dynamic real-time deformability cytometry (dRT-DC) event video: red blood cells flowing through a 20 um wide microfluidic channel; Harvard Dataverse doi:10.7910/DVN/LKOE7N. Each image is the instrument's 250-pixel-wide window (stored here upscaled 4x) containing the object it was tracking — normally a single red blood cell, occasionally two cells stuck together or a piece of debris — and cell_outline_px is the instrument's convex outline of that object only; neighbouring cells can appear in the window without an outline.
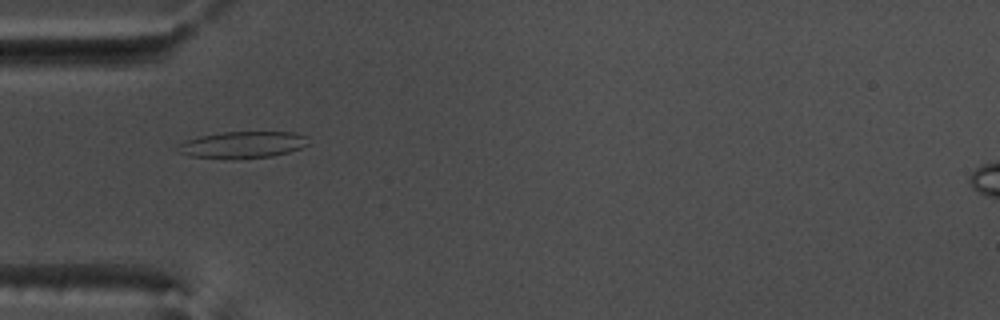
{"species": "common noctule bat (a hibernating species)", "species_latin": "Nyctalus noctula", "temperature_condition": "warm", "stored_images_in_passage": 54, "camera_frame_rate_fps": 3000, "um_per_image_px": 0.085, "animal": {"sex": "male", "body_mass_g": 17.5, "forearm_length_mm": 52.3}, "frame": {"image": 1, "passage_image": 17, "time_ms": 5.333, "image_size_px": [1000, 320], "cell_outline_px": [[312, 144], [288, 152], [272, 156], [192, 156], [176, 152], [176, 144], [184, 140], [200, 136], [224, 132], [292, 132], [308, 136]], "centroid_in_image_um": [20.66, 12.25], "position_along_channel_um": 64.3, "area_um2": 19.65}}
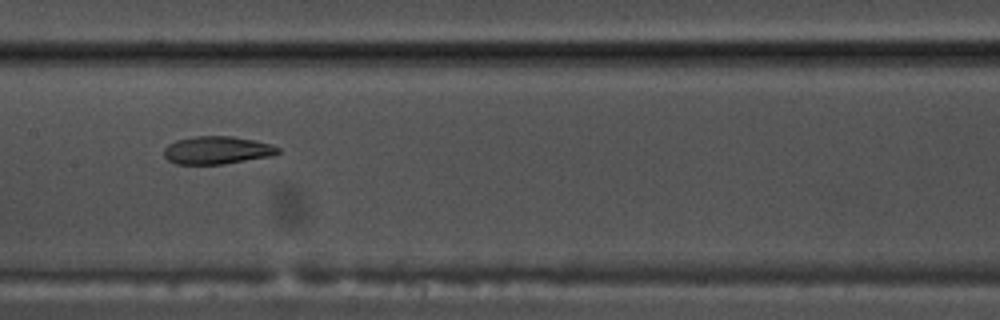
{"frame": {"image": 2, "passage_image": 27, "time_ms": 8.667, "image_size_px": [1000, 320], "cell_outline_px": [[280, 152], [272, 156], [224, 164], [176, 164], [168, 160], [164, 156], [164, 148], [168, 144], [176, 140], [196, 136], [232, 136], [256, 140], [272, 144], [280, 148]], "centroid_in_image_um": [18.47, 12.76], "position_along_channel_um": 188.9, "area_um2": 18.67}}
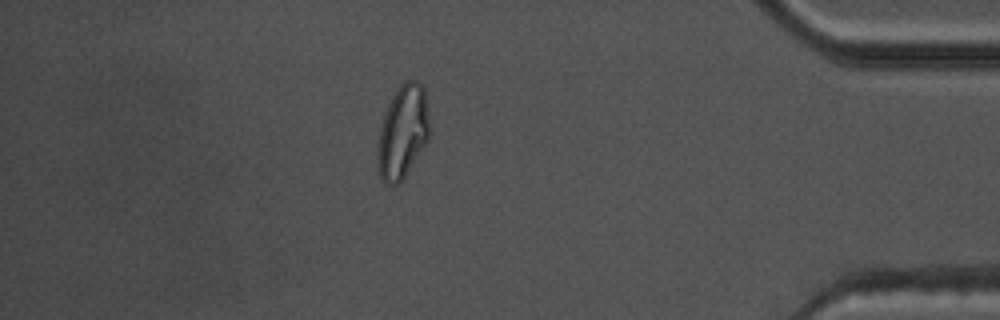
{"frame": {"image": 3, "passage_image": 47, "time_ms": 15.333, "image_size_px": [1000, 320], "cell_outline_px": [[432, 136], [404, 176], [396, 184], [384, 184], [380, 180], [376, 156], [376, 152], [380, 128], [388, 104], [392, 96], [400, 84], [404, 80], [416, 80], [424, 88], [432, 124]], "centroid_in_image_um": [34.27, 11.2], "position_along_channel_um": 400.9, "area_um2": 28.9}, "authors_computed_cell_mechanics": {"area_um2": 21.4438, "velocity_mm_per_s": 3.7694, "shape_relaxation_time_tau1_ms": null, "shape_relaxation_time_tau2_ms": 3.3219, "deformation_change_tau1": null, "deformation_change_tau2": 0.1057}}